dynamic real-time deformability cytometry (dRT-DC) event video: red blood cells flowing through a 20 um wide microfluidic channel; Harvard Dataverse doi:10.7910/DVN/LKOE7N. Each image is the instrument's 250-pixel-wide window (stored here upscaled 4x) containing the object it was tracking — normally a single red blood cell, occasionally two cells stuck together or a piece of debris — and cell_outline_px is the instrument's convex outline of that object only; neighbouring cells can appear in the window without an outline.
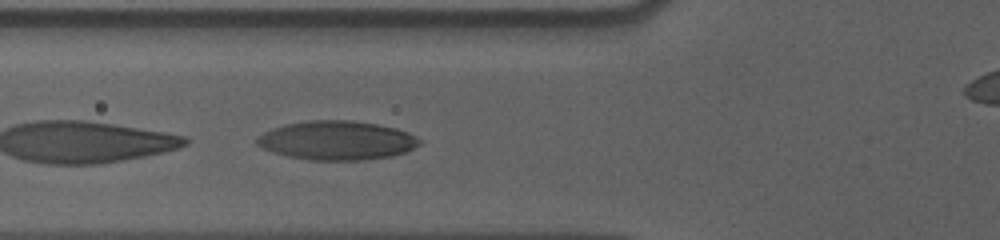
{"species": "human", "species_latin": "Homo sapiens", "temperature_condition": "cold", "stored_images_in_passage": 7, "camera_frame_rate_fps": 3000, "um_per_image_px": 0.085, "donor": {"sex": "male"}, "frame": {"image": 1, "passage_image": 3, "time_ms": 0.667, "image_size_px": [1000, 240], "cell_outline_px": [[424, 140], [420, 144], [404, 152], [392, 156], [360, 160], [308, 160], [288, 156], [272, 152], [256, 144], [256, 140], [264, 132], [272, 128], [288, 124], [312, 120], [352, 120], [376, 124], [396, 128], [408, 132]], "centroid_in_image_um": [28.66, 11.94], "position_along_channel_um": 97.1, "area_um2": 36.82}}